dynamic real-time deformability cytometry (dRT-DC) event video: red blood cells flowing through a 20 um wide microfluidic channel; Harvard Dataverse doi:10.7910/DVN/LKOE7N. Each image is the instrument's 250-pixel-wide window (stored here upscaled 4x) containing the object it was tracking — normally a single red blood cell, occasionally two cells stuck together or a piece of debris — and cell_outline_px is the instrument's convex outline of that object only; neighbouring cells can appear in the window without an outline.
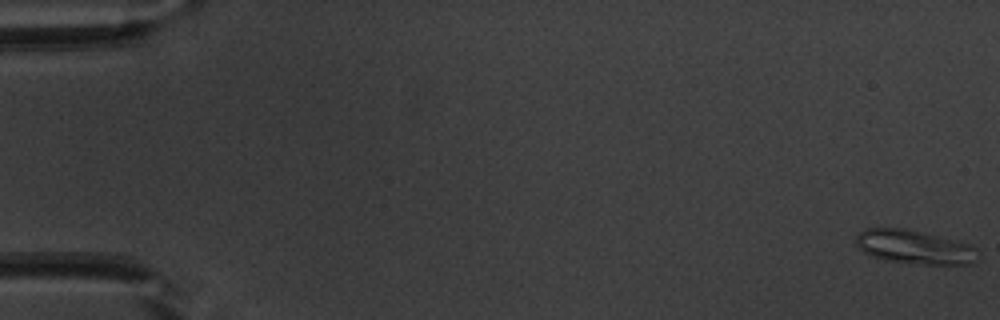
{"species": "common noctule bat (a hibernating species)", "species_latin": "Nyctalus noctula", "temperature_condition": "warm", "stored_images_in_passage": 54, "camera_frame_rate_fps": 3000, "um_per_image_px": 0.085, "animal": {"sex": "male", "body_mass_g": 20.1, "forearm_length_mm": 53.5}, "frame": {"image": 1, "passage_image": 1, "time_ms": 0.0, "image_size_px": [1000, 320], "cell_outline_px": [[976, 260], [972, 264], [920, 264], [884, 260], [872, 256], [864, 252], [856, 244], [856, 236], [864, 228], [904, 228], [972, 244], [976, 248]], "centroid_in_image_um": [77.71, 21.0], "position_along_channel_um": 7.3, "area_um2": 23.93}}
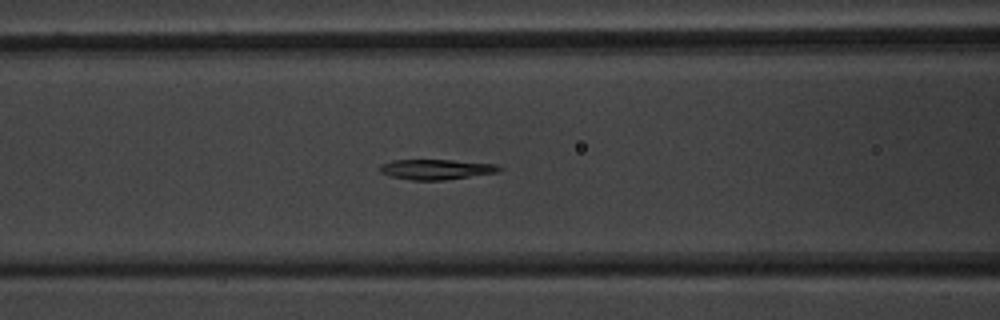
{"frame": {"image": 2, "passage_image": 23, "time_ms": 7.333, "image_size_px": [1000, 320], "cell_outline_px": [[504, 168], [500, 172], [444, 180], [412, 180], [392, 176], [380, 172], [380, 164], [392, 160], [452, 160], [500, 164]], "centroid_in_image_um": [37.16, 14.39], "position_along_channel_um": 129.4, "area_um2": 14.16}}
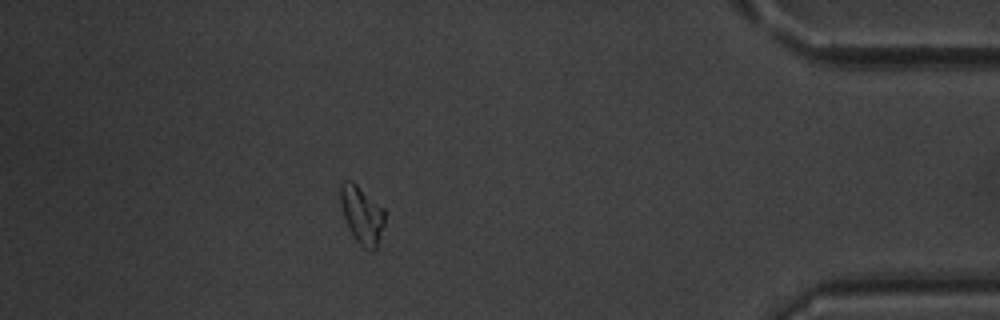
{"frame": {"image": 3, "passage_image": 48, "time_ms": 15.667, "image_size_px": [1000, 320], "cell_outline_px": [[384, 224], [376, 248], [372, 252], [364, 248], [356, 240], [348, 228], [340, 204], [340, 184], [344, 180], [352, 180], [384, 208]], "centroid_in_image_um": [30.75, 18.24], "position_along_channel_um": 404.5, "area_um2": 14.91}}